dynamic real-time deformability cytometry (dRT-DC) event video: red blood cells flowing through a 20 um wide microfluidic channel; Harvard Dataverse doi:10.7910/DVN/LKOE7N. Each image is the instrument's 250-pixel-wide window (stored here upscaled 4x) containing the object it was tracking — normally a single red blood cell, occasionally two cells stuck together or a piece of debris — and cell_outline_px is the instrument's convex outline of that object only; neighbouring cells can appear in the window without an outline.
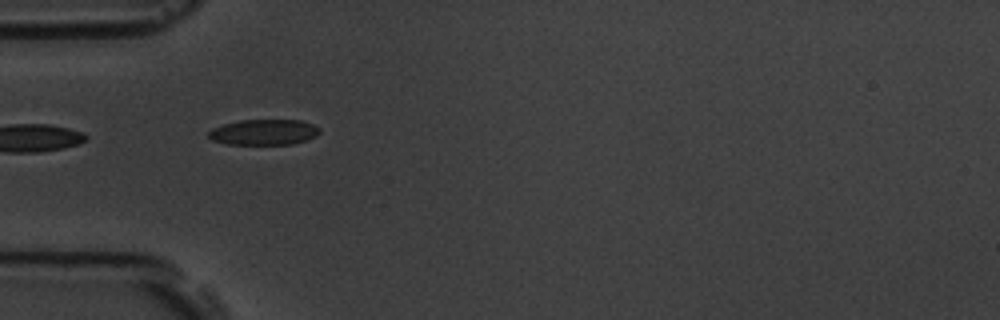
{"species": "common noctule bat (a hibernating species)", "species_latin": "Nyctalus noctula", "temperature_condition": "room temperature", "stored_images_in_passage": 17, "camera_frame_rate_fps": 3000, "um_per_image_px": 0.085, "animal": {"sex": "male", "body_mass_g": 19.5, "forearm_length_mm": 54.6}, "frame": {"image": 1, "passage_image": 6, "time_ms": 5.667, "image_size_px": [1000, 320], "cell_outline_px": [[320, 132], [316, 136], [308, 140], [292, 144], [228, 144], [212, 140], [208, 136], [208, 132], [212, 128], [224, 124], [240, 120], [300, 120], [312, 124], [320, 128]], "centroid_in_image_um": [22.44, 11.23], "position_along_channel_um": 62.6, "area_um2": 16.59}}
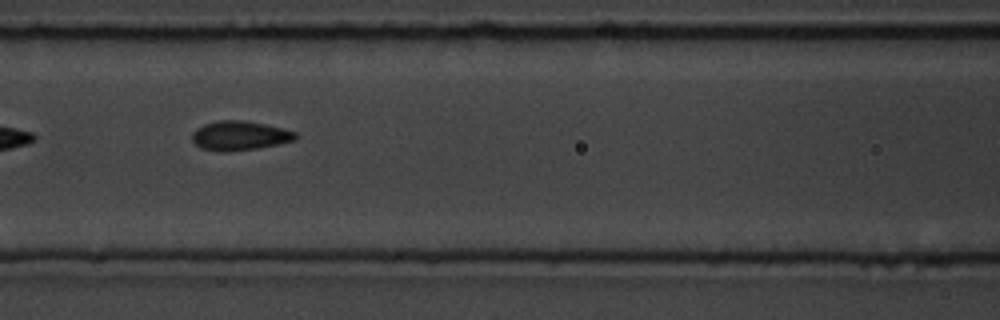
{"frame": {"image": 2, "passage_image": 8, "time_ms": 8.0, "image_size_px": [1000, 320], "cell_outline_px": [[300, 136], [296, 140], [256, 148], [228, 152], [220, 152], [200, 148], [192, 140], [192, 132], [196, 128], [204, 124], [220, 120], [244, 120], [264, 124], [296, 132]], "centroid_in_image_um": [20.35, 11.53], "position_along_channel_um": 146.2, "area_um2": 17.69}}
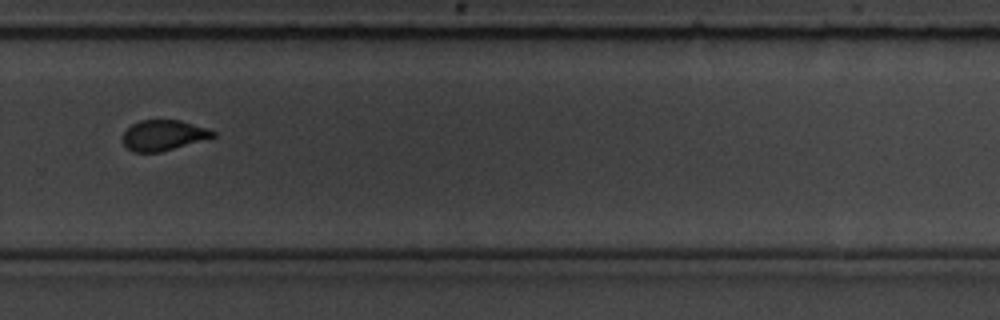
{"frame": {"image": 3, "passage_image": 12, "time_ms": 12.667, "image_size_px": [1000, 320], "cell_outline_px": [[216, 136], [160, 152], [132, 152], [124, 144], [124, 132], [132, 124], [140, 120], [180, 120], [208, 128], [216, 132]], "centroid_in_image_um": [13.9, 11.49], "position_along_channel_um": 315.9, "area_um2": 15.84}, "authors_computed_cell_mechanics": {"area_um2": 16.9932, "velocity_mm_per_s": 3.6547, "shape_relaxation_time_tau1_ms": 1.8619, "shape_relaxation_time_tau2_ms": 0.7364, "deformation_change_tau1": 0.1171, "deformation_change_tau2": 0.0515}}